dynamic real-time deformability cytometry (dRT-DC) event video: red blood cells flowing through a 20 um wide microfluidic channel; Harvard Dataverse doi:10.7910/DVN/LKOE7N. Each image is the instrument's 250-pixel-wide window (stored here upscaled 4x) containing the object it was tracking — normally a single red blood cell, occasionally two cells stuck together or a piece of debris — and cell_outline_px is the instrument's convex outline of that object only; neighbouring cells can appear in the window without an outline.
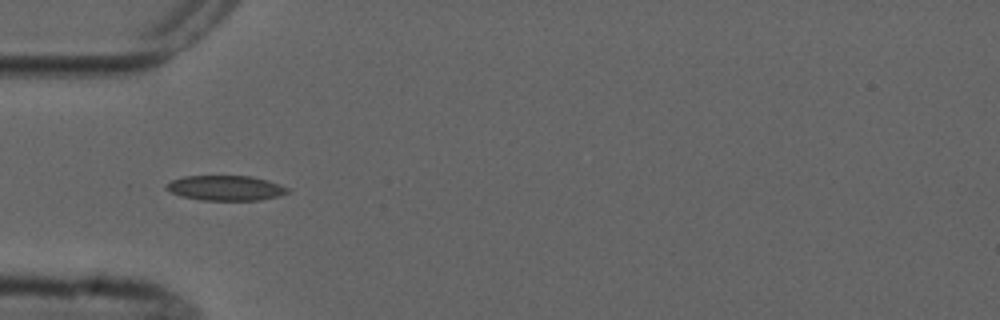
{"species": "common noctule bat (a hibernating species)", "species_latin": "Nyctalus noctula", "temperature_condition": "cold", "stored_images_in_passage": 12, "camera_frame_rate_fps": 3000, "um_per_image_px": 0.085, "animal": {"sex": "male", "forearm_length_mm": 52.5}, "frame": {"image": 1, "passage_image": 7, "time_ms": 7.667, "image_size_px": [1000, 320], "cell_outline_px": [[288, 192], [280, 196], [260, 200], [200, 200], [180, 196], [164, 188], [164, 184], [172, 180], [184, 176], [252, 176], [268, 180], [280, 184], [288, 188]], "centroid_in_image_um": [19.16, 15.98], "position_along_channel_um": 65.8, "area_um2": 17.8}}
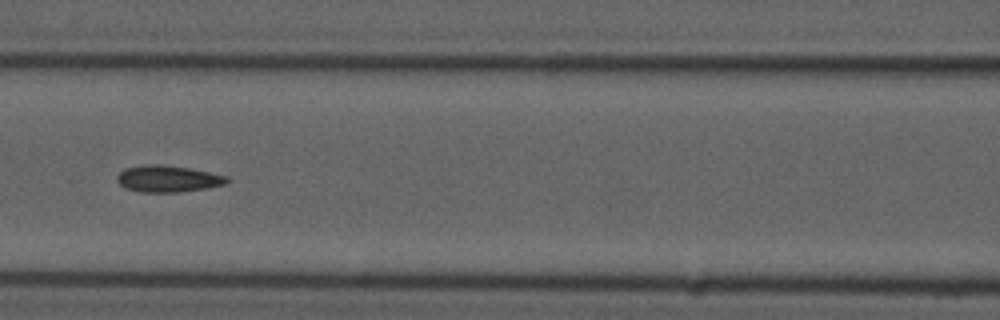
{"frame": {"image": 2, "passage_image": 9, "time_ms": 10.0, "image_size_px": [1000, 320], "cell_outline_px": [[232, 180], [224, 184], [208, 188], [180, 192], [140, 192], [124, 188], [116, 180], [116, 176], [124, 168], [148, 164], [160, 164], [188, 168], [228, 176]], "centroid_in_image_um": [14.26, 15.2], "position_along_channel_um": 152.3, "area_um2": 17.17}}
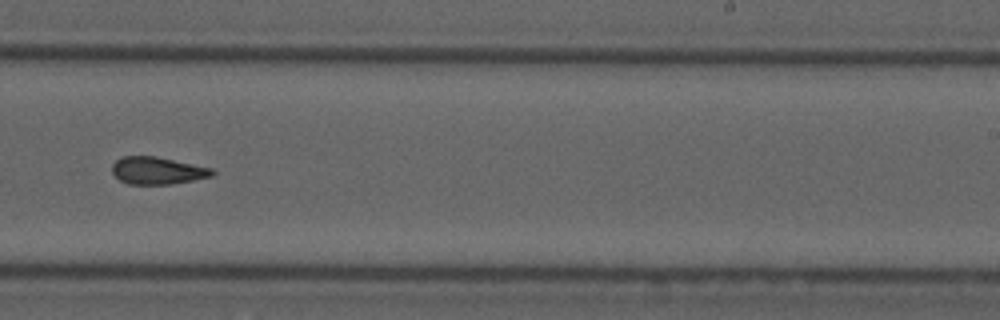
{"frame": {"image": 3, "passage_image": 12, "time_ms": 13.333, "image_size_px": [1000, 320], "cell_outline_px": [[216, 172], [212, 176], [192, 180], [168, 184], [128, 184], [120, 180], [112, 172], [112, 164], [116, 160], [124, 156], [156, 156], [212, 168]], "centroid_in_image_um": [13.37, 14.49], "position_along_channel_um": 275.6, "area_um2": 15.84}}